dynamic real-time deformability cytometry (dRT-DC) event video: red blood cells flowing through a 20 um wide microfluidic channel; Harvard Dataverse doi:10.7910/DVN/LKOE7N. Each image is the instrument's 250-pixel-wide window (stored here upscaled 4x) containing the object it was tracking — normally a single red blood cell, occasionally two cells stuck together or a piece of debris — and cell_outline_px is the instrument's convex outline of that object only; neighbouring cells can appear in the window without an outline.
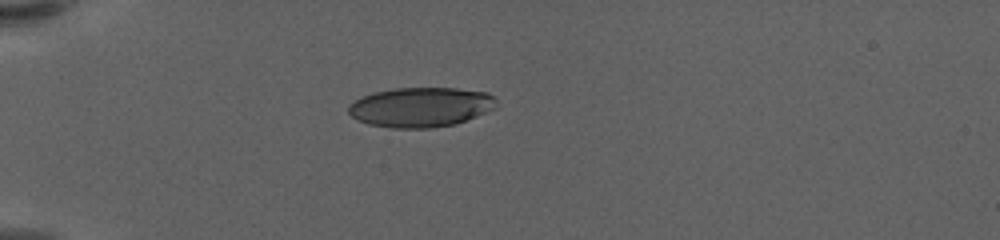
{"species": "human", "species_latin": "Homo sapiens", "temperature_condition": "warm", "stored_images_in_passage": 41, "camera_frame_rate_fps": 3000, "um_per_image_px": 0.085, "donor": {"sex": "female"}, "frame": {"image": 1, "passage_image": 6, "time_ms": 1.667, "image_size_px": [1000, 240], "cell_outline_px": [[488, 96], [464, 120], [448, 124], [380, 124], [364, 120], [356, 116], [356, 104], [360, 100], [368, 96], [384, 92], [412, 88], [444, 88], [480, 92]], "centroid_in_image_um": [35.64, 9.03], "position_along_channel_um": 49.4, "area_um2": 27.8}}
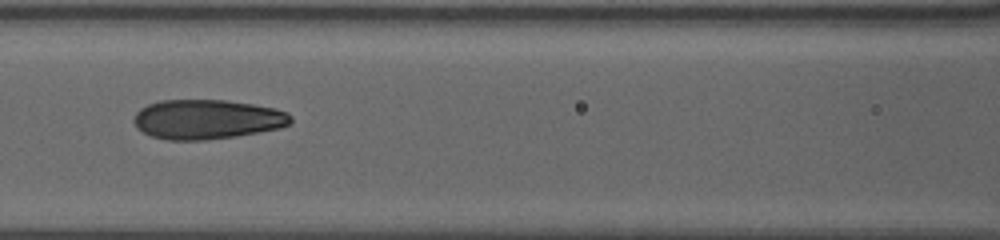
{"frame": {"image": 2, "passage_image": 17, "time_ms": 5.333, "image_size_px": [1000, 240], "cell_outline_px": [[288, 120], [284, 124], [272, 128], [224, 136], [160, 136], [148, 132], [140, 128], [136, 120], [136, 116], [144, 108], [152, 104], [180, 100], [208, 100], [244, 104], [268, 108], [284, 112], [288, 116]], "centroid_in_image_um": [17.59, 10.07], "position_along_channel_um": 149.0, "area_um2": 31.44}}
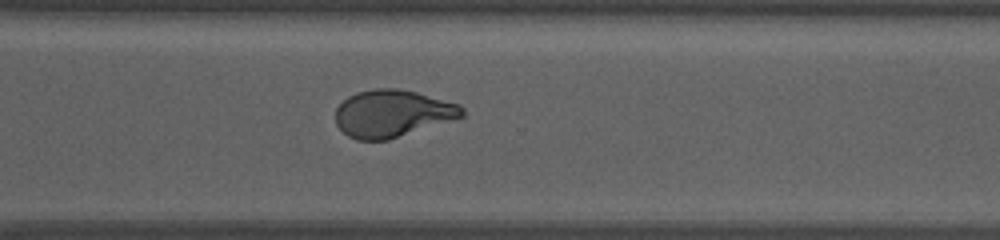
{"frame": {"image": 3, "passage_image": 33, "time_ms": 10.667, "image_size_px": [1000, 240], "cell_outline_px": [[460, 116], [380, 140], [364, 140], [352, 136], [340, 124], [336, 112], [340, 104], [352, 96], [364, 92], [412, 92], [456, 104], [460, 108]], "centroid_in_image_um": [33.31, 9.67], "position_along_channel_um": 337.3, "area_um2": 30.75}, "authors_computed_cell_mechanics": {"area_um2": 30.345, "velocity_mm_per_s": 3.5406, "shape_relaxation_time_tau1_ms": null, "shape_relaxation_time_tau2_ms": 1.3727, "deformation_change_tau1": null, "deformation_change_tau2": 0.085}}